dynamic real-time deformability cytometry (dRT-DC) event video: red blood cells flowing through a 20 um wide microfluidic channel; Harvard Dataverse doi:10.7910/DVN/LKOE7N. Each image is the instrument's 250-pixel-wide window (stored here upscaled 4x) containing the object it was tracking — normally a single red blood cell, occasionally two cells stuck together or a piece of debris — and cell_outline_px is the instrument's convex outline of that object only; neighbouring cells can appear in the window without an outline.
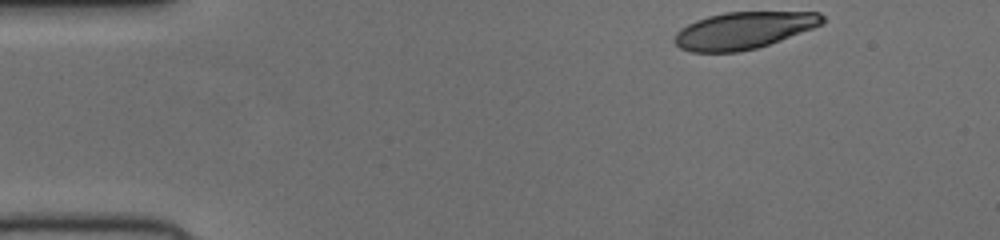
{"species": "human", "species_latin": "Homo sapiens", "temperature_condition": "cold", "stored_images_in_passage": 46, "camera_frame_rate_fps": 3000, "um_per_image_px": 0.085, "donor": {"sex": "female"}, "frame": {"image": 1, "passage_image": 1, "time_ms": 0.0, "image_size_px": [1000, 240], "cell_outline_px": [[824, 24], [780, 40], [756, 48], [736, 52], [692, 52], [680, 48], [672, 40], [676, 32], [680, 28], [696, 20], [708, 16], [724, 12], [820, 12], [824, 16]], "centroid_in_image_um": [63.19, 2.58], "position_along_channel_um": 21.8, "area_um2": 31.85}}
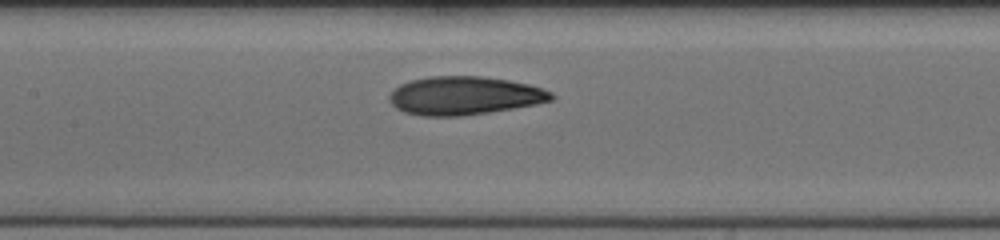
{"frame": {"image": 2, "passage_image": 19, "time_ms": 6.0, "image_size_px": [1000, 240], "cell_outline_px": [[556, 96], [552, 100], [536, 104], [488, 112], [460, 116], [424, 116], [404, 112], [396, 108], [388, 100], [388, 96], [400, 84], [412, 80], [432, 76], [480, 76], [508, 80], [528, 84], [552, 92]], "centroid_in_image_um": [39.46, 8.13], "position_along_channel_um": 167.9, "area_um2": 36.01}}
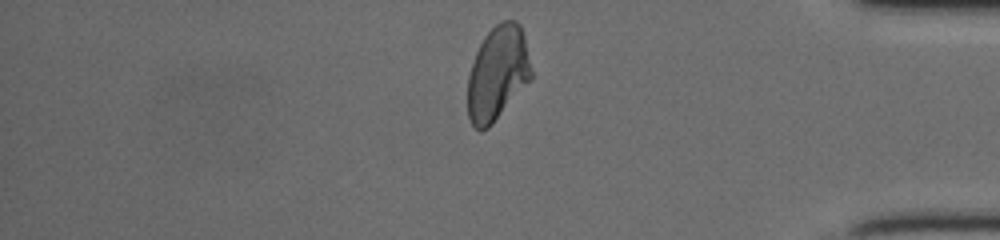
{"frame": {"image": 3, "passage_image": 38, "time_ms": 12.333, "image_size_px": [1000, 240], "cell_outline_px": [[532, 80], [492, 124], [488, 128], [480, 132], [472, 124], [468, 116], [468, 76], [476, 52], [484, 36], [500, 20], [516, 20], [520, 24], [524, 36], [532, 72]], "centroid_in_image_um": [42.31, 6.23], "position_along_channel_um": 392.9, "area_um2": 35.08}}